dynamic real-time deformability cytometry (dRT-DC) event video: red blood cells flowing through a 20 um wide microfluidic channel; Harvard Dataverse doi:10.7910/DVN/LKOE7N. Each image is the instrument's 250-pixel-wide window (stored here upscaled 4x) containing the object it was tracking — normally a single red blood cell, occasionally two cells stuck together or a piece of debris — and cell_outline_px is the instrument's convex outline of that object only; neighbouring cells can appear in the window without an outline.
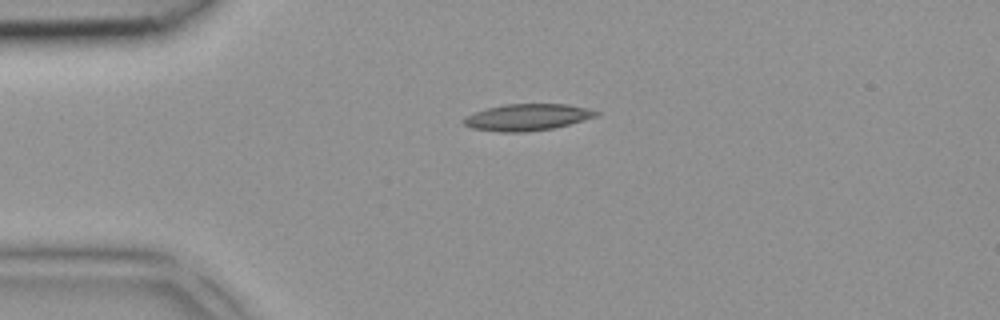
{"species": "common noctule bat (a hibernating species)", "species_latin": "Nyctalus noctula", "temperature_condition": "room temperature", "stored_images_in_passage": 3, "camera_frame_rate_fps": 3000, "um_per_image_px": 0.085, "animal": {"sex": "female", "body_mass_g": 18.4}, "frame": {"image": 1, "passage_image": 1, "time_ms": 0.0, "image_size_px": [1000, 320], "cell_outline_px": [[600, 112], [596, 116], [568, 124], [552, 128], [524, 132], [500, 132], [472, 128], [464, 124], [460, 120], [476, 112], [488, 108], [504, 104], [568, 104], [588, 108]], "centroid_in_image_um": [44.81, 9.96], "position_along_channel_um": 40.2, "area_um2": 20.29}}